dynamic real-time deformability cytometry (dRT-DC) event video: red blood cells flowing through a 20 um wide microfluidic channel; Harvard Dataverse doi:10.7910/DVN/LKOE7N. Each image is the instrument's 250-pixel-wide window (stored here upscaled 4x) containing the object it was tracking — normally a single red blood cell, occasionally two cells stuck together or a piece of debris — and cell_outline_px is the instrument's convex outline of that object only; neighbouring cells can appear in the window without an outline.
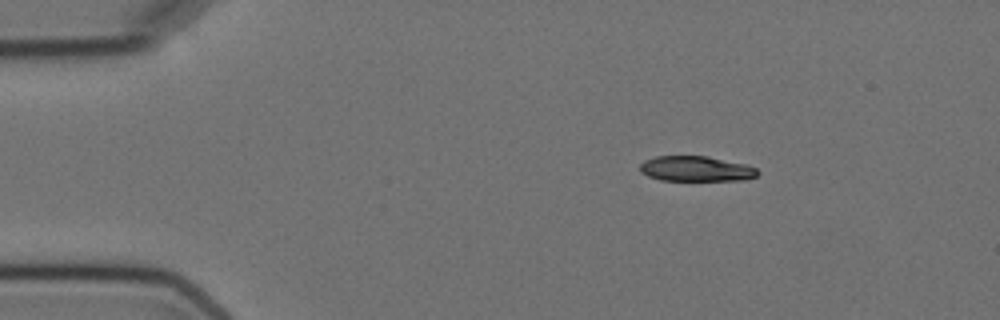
{"species": "Egyptian fruit bat (a non-hibernating species)", "species_latin": "Rousettus aegyptiacus", "temperature_condition": "cold", "stored_images_in_passage": 7, "camera_frame_rate_fps": 3000, "um_per_image_px": 0.085, "animal": {"sex": "female"}, "frame": {"image": 1, "passage_image": 7, "time_ms": 7.667, "image_size_px": [1000, 320], "cell_outline_px": [[760, 172], [756, 176], [744, 180], [660, 180], [648, 176], [640, 172], [640, 164], [644, 160], [656, 156], [708, 156], [748, 164], [756, 168]], "centroid_in_image_um": [59.18, 14.34], "position_along_channel_um": 25.8, "area_um2": 17.46}}